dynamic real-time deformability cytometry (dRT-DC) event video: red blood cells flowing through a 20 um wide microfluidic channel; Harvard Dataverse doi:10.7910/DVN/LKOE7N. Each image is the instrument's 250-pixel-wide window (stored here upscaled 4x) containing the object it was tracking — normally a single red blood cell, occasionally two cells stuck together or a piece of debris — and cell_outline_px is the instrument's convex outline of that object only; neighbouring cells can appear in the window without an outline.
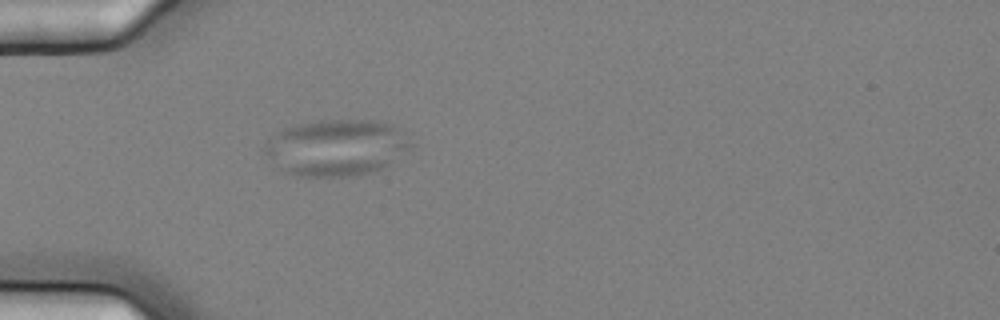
{"species": "common noctule bat (a hibernating species)", "species_latin": "Nyctalus noctula", "temperature_condition": "cold", "stored_images_in_passage": 1, "camera_frame_rate_fps": 3000, "um_per_image_px": 0.085, "animal": {"sex": "female", "body_mass_g": 25.1}, "frame": {"image": 1, "passage_image": 1, "time_ms": 0.0, "image_size_px": [1000, 320], "cell_outline_px": [[412, 148], [388, 164], [372, 172], [352, 176], [300, 176], [284, 172], [264, 152], [264, 148], [268, 140], [276, 132], [284, 128], [296, 124], [320, 120], [372, 120], [392, 124], [412, 144]], "centroid_in_image_um": [28.57, 12.54], "position_along_channel_um": 56.4, "area_um2": 47.57}}